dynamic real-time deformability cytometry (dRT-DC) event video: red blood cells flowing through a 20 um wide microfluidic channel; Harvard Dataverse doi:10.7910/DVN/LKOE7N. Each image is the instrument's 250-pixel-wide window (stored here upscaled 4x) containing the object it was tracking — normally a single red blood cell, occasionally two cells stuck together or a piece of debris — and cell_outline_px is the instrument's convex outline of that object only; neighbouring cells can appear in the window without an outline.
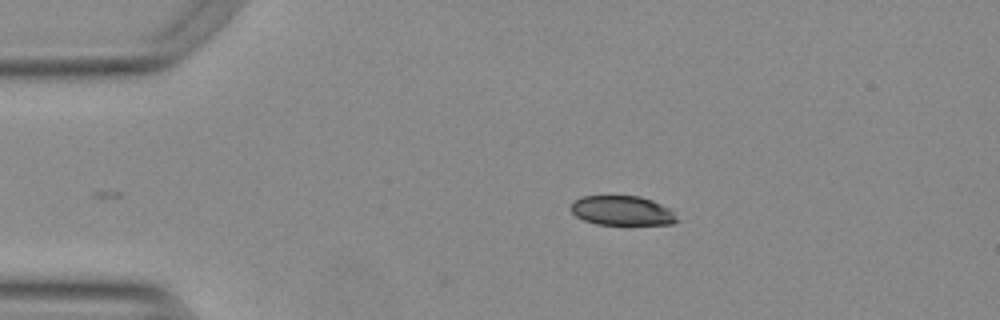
{"species": "Egyptian fruit bat (a non-hibernating species)", "species_latin": "Rousettus aegyptiacus", "temperature_condition": "warm", "stored_images_in_passage": 4, "camera_frame_rate_fps": 3000, "um_per_image_px": 0.085, "animal": {"sex": "female"}, "frame": {"image": 1, "passage_image": 1, "time_ms": 0.0, "image_size_px": [1000, 320], "cell_outline_px": [[680, 220], [672, 224], [596, 224], [584, 220], [576, 216], [568, 208], [580, 196], [640, 196], [652, 200], [668, 208]], "centroid_in_image_um": [52.86, 17.9], "position_along_channel_um": 32.1, "area_um2": 18.15}}